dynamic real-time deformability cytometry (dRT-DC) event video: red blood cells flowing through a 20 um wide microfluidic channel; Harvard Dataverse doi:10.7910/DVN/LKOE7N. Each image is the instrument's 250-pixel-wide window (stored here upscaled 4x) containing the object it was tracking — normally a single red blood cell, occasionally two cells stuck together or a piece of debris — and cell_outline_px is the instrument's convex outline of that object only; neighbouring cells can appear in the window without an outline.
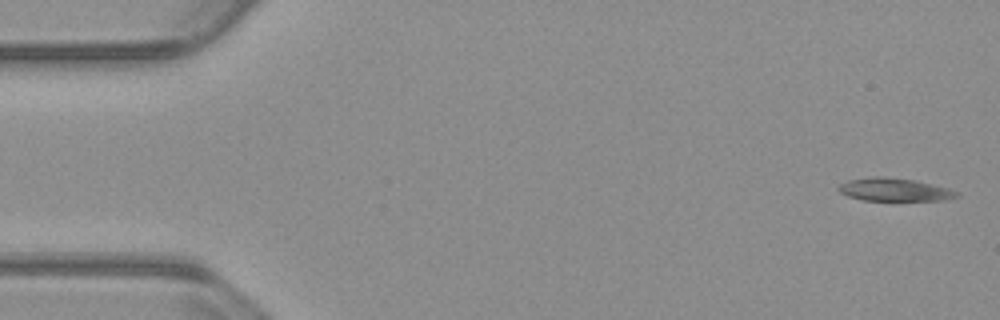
{"species": "common noctule bat (a hibernating species)", "species_latin": "Nyctalus noctula", "temperature_condition": "warm", "stored_images_in_passage": 13, "camera_frame_rate_fps": 3000, "um_per_image_px": 0.085, "animal": {"sex": "male", "body_mass_g": 23.1, "forearm_length_mm": 52.7}, "frame": {"image": 1, "passage_image": 1, "time_ms": 0.0, "image_size_px": [1000, 320], "cell_outline_px": [[960, 196], [944, 200], [860, 200], [848, 196], [840, 192], [836, 188], [840, 184], [848, 180], [872, 176], [880, 176], [916, 180], [948, 188], [956, 192]], "centroid_in_image_um": [75.98, 16.11], "position_along_channel_um": 9.0, "area_um2": 15.78}}
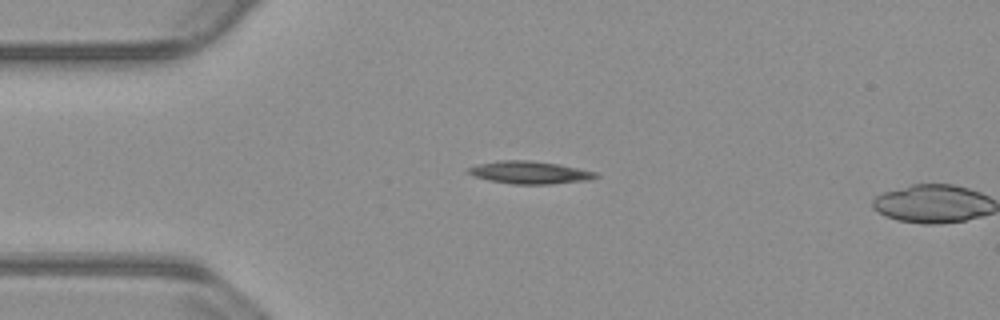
{"frame": {"image": 2, "passage_image": 12, "time_ms": 3.667, "image_size_px": [1000, 320], "cell_outline_px": [[600, 176], [588, 180], [552, 184], [512, 184], [488, 180], [472, 176], [464, 168], [480, 164], [500, 160], [528, 160], [560, 164], [596, 172]], "centroid_in_image_um": [45.0, 14.66], "position_along_channel_um": 40.0, "area_um2": 16.88}}